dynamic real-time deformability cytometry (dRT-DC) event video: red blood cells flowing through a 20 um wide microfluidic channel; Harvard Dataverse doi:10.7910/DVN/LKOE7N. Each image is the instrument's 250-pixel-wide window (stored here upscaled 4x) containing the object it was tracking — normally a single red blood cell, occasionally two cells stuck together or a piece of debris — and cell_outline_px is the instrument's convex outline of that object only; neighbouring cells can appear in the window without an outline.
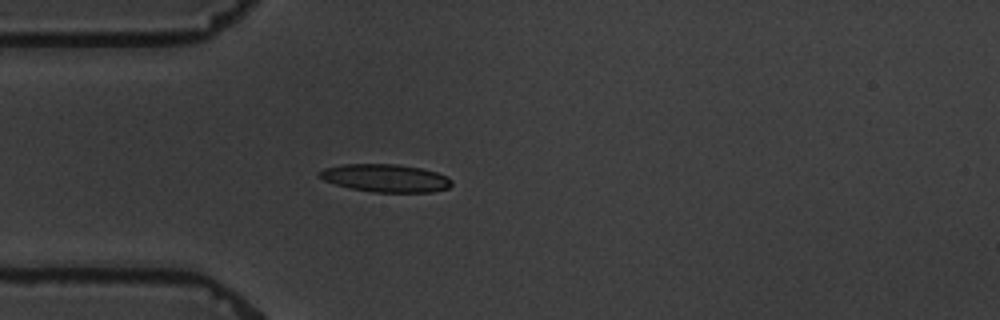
{"species": "common noctule bat (a hibernating species)", "species_latin": "Nyctalus noctula", "temperature_condition": "warm", "stored_images_in_passage": 2, "camera_frame_rate_fps": 3000, "um_per_image_px": 0.085, "animal": {"sex": "male", "body_mass_g": 19.5, "forearm_length_mm": 54.6}, "frame": {"image": 1, "passage_image": 2, "time_ms": 1.0, "image_size_px": [1000, 320], "cell_outline_px": [[452, 184], [448, 188], [432, 192], [372, 192], [352, 188], [336, 184], [324, 180], [316, 176], [324, 168], [344, 164], [396, 164], [420, 168], [436, 172], [448, 176], [452, 180]], "centroid_in_image_um": [32.79, 15.13], "position_along_channel_um": 52.2, "area_um2": 21.39}}